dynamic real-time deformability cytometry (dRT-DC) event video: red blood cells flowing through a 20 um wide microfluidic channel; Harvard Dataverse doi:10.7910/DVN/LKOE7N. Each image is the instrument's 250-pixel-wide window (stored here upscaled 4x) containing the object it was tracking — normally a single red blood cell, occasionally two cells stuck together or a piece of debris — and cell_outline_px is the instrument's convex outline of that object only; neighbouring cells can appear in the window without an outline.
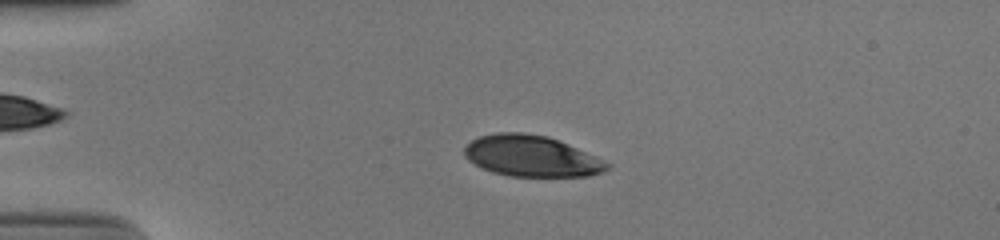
{"species": "human", "species_latin": "Homo sapiens", "temperature_condition": "cold", "stored_images_in_passage": 53, "camera_frame_rate_fps": 3000, "um_per_image_px": 0.085, "donor": {"sex": "male"}, "frame": {"image": 1, "passage_image": 13, "time_ms": 4.0, "image_size_px": [1000, 240], "cell_outline_px": [[612, 164], [604, 172], [588, 176], [508, 176], [492, 172], [480, 168], [468, 160], [464, 156], [464, 148], [472, 140], [480, 136], [496, 132], [524, 132], [548, 136], [568, 144], [596, 156]], "centroid_in_image_um": [45.16, 13.27], "position_along_channel_um": 39.8, "area_um2": 34.39}}
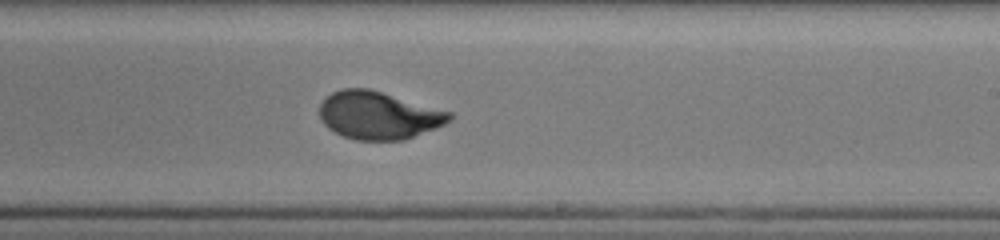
{"frame": {"image": 2, "passage_image": 33, "time_ms": 10.667, "image_size_px": [1000, 240], "cell_outline_px": [[452, 120], [436, 128], [404, 140], [356, 140], [344, 136], [328, 128], [320, 120], [320, 104], [324, 96], [332, 92], [344, 88], [368, 88], [452, 112]], "centroid_in_image_um": [32.16, 9.8], "position_along_channel_um": 256.8, "area_um2": 36.18}}
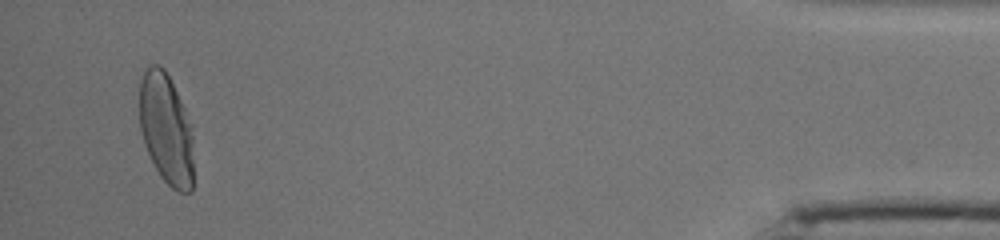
{"frame": {"image": 3, "passage_image": 51, "time_ms": 16.667, "image_size_px": [1000, 240], "cell_outline_px": [[192, 192], [180, 192], [172, 188], [160, 176], [144, 144], [140, 128], [140, 80], [148, 64], [160, 64], [164, 68], [192, 124]], "centroid_in_image_um": [14.12, 10.94], "position_along_channel_um": 421.1, "area_um2": 34.8}, "authors_computed_cell_mechanics": {"area_um2": 35.836, "velocity_mm_per_s": 3.8856, "shape_relaxation_time_tau1_ms": 4.4839, "shape_relaxation_time_tau2_ms": null, "deformation_change_tau1": 0.2025, "deformation_change_tau2": null}}